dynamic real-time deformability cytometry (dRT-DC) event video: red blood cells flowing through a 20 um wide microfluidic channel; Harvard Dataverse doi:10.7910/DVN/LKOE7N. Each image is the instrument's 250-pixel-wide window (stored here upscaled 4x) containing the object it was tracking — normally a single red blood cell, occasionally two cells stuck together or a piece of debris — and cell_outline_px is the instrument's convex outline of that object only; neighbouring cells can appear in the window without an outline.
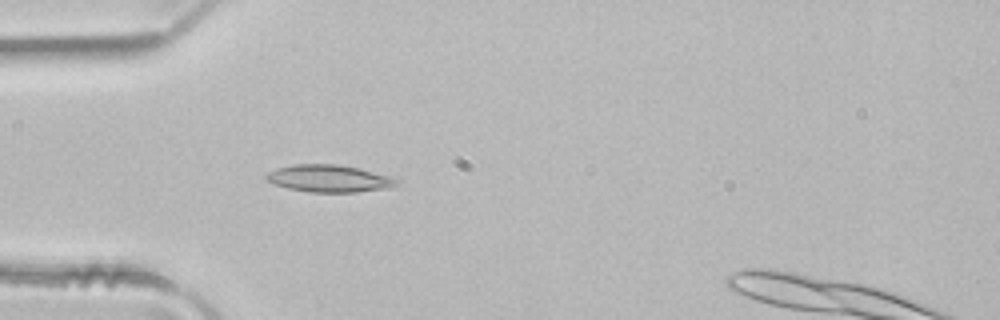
{"species": "common noctule bat (a hibernating species)", "species_latin": "Nyctalus noctula", "temperature_condition": "room temperature", "stored_images_in_passage": 4, "camera_frame_rate_fps": 3000, "um_per_image_px": 0.085, "animal": {"sex": "male", "body_mass_g": 21.5, "forearm_length_mm": 52.0}, "frame": {"image": 1, "passage_image": 3, "time_ms": 0.667, "image_size_px": [1000, 320], "cell_outline_px": [[400, 184], [388, 188], [356, 192], [308, 192], [288, 188], [264, 180], [264, 176], [268, 172], [276, 168], [292, 164], [340, 164], [360, 168], [388, 176], [400, 180]], "centroid_in_image_um": [27.96, 15.16], "position_along_channel_um": 57.0, "area_um2": 20.87}}